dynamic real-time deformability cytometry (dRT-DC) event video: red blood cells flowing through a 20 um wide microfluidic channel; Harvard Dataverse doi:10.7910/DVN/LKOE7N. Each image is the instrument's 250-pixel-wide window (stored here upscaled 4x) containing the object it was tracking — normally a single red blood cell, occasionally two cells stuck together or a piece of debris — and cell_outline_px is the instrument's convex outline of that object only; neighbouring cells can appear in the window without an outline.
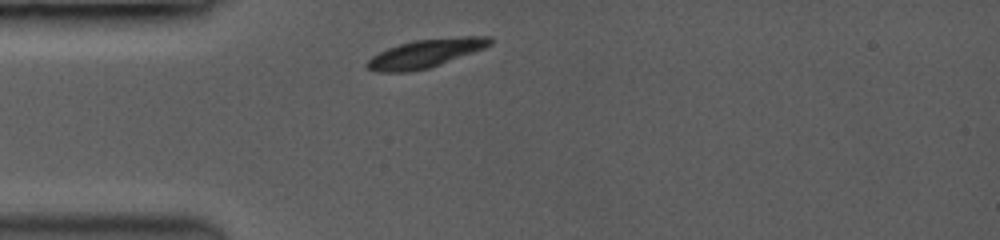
{"species": "common noctule bat (a hibernating species)", "species_latin": "Nyctalus noctula", "temperature_condition": "room temperature", "stored_images_in_passage": 1, "camera_frame_rate_fps": 3500, "um_per_image_px": 0.085, "animal": {"sex": "female", "body_mass_g": 19.0, "forearm_length_mm": 53.3}, "frame": {"image": 1, "passage_image": 1, "time_ms": 0.0, "image_size_px": [1000, 240], "cell_outline_px": [[492, 44], [484, 48], [428, 68], [408, 72], [380, 72], [368, 68], [364, 64], [372, 56], [388, 48], [400, 44], [416, 40], [460, 36], [492, 36]], "centroid_in_image_um": [36.18, 4.53], "position_along_channel_um": 48.8, "area_um2": 20.06}}